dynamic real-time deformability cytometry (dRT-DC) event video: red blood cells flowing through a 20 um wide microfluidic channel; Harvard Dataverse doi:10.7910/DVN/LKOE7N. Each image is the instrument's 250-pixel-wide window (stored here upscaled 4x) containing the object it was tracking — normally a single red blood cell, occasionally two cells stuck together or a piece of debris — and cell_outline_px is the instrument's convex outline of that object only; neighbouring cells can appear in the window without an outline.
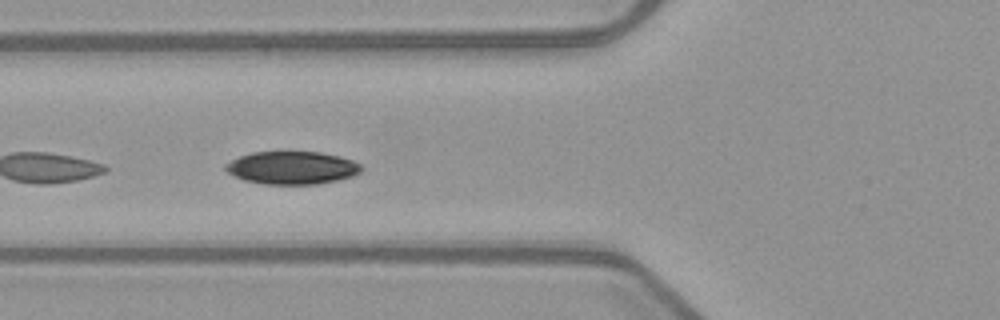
{"species": "common noctule bat (a hibernating species)", "species_latin": "Nyctalus noctula", "temperature_condition": "warm", "stored_images_in_passage": 17, "camera_frame_rate_fps": 3000, "um_per_image_px": 0.085, "animal": {"sex": "female", "body_mass_g": 21.9}, "frame": {"image": 1, "passage_image": 8, "time_ms": 2.333, "image_size_px": [1000, 320], "cell_outline_px": [[364, 168], [360, 172], [352, 176], [336, 180], [316, 184], [268, 184], [244, 180], [228, 172], [224, 168], [224, 164], [240, 156], [252, 152], [320, 152], [340, 156], [352, 160], [360, 164]], "centroid_in_image_um": [24.83, 14.25], "position_along_channel_um": 101.0, "area_um2": 25.84}}
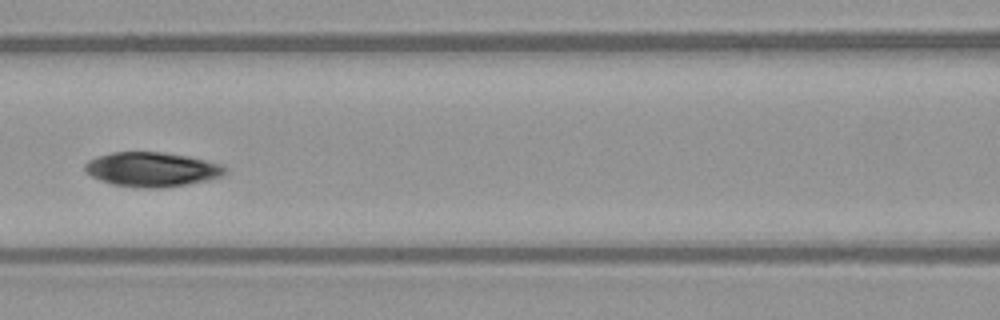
{"frame": {"image": 2, "passage_image": 12, "time_ms": 3.667, "image_size_px": [1000, 320], "cell_outline_px": [[228, 168], [220, 176], [208, 180], [188, 184], [160, 188], [144, 188], [112, 184], [100, 180], [84, 172], [84, 164], [88, 160], [96, 156], [112, 152], [164, 152], [188, 156], [224, 164]], "centroid_in_image_um": [12.9, 14.39], "position_along_channel_um": 153.7, "area_um2": 28.32}}
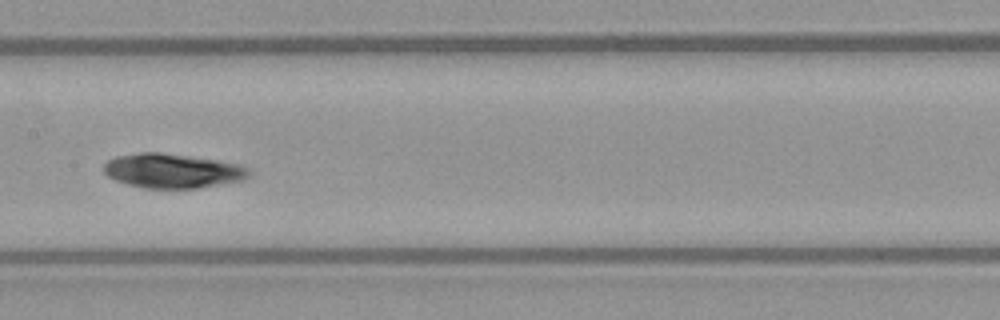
{"frame": {"image": 3, "passage_image": 15, "time_ms": 4.667, "image_size_px": [1000, 320], "cell_outline_px": [[252, 172], [244, 180], [200, 188], [144, 188], [128, 184], [116, 180], [108, 176], [104, 172], [104, 164], [108, 160], [116, 156], [140, 152], [160, 152], [216, 160], [240, 164], [248, 168]], "centroid_in_image_um": [14.68, 14.52], "position_along_channel_um": 192.7, "area_um2": 29.13}}